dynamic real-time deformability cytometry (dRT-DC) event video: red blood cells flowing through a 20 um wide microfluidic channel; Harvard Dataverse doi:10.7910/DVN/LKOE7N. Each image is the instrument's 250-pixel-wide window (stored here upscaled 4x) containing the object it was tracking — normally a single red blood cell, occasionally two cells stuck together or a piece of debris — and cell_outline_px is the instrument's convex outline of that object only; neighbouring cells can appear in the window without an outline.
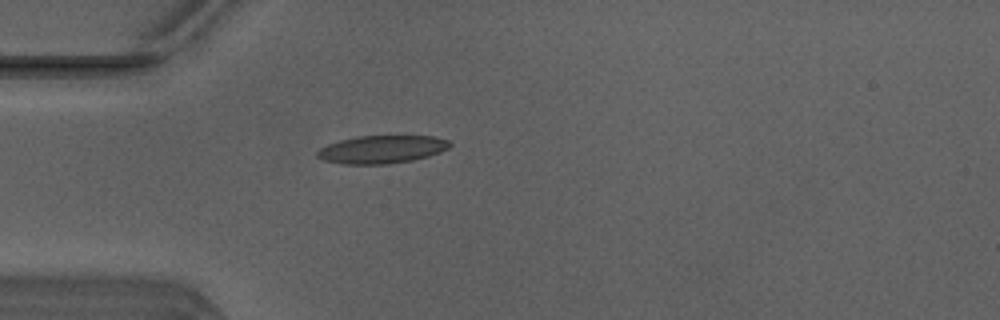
{"species": "Egyptian fruit bat (a non-hibernating species)", "species_latin": "Rousettus aegyptiacus", "temperature_condition": "warm", "stored_images_in_passage": 29, "camera_frame_rate_fps": 3000, "um_per_image_px": 0.085, "animal": {"sex": "male"}, "frame": {"image": 1, "passage_image": 1, "time_ms": 0.0, "image_size_px": [1000, 320], "cell_outline_px": [[452, 144], [448, 148], [440, 152], [428, 156], [412, 160], [388, 164], [344, 164], [324, 160], [316, 156], [316, 152], [320, 148], [328, 144], [340, 140], [356, 136], [432, 136], [448, 140]], "centroid_in_image_um": [32.44, 12.69], "position_along_channel_um": 52.6, "area_um2": 21.5}}
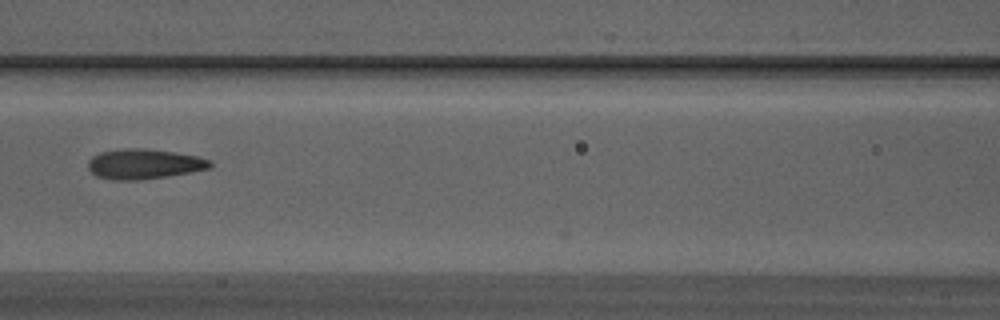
{"frame": {"image": 2, "passage_image": 9, "time_ms": 2.667, "image_size_px": [1000, 320], "cell_outline_px": [[212, 164], [208, 168], [168, 176], [136, 180], [112, 180], [96, 176], [88, 168], [88, 160], [92, 156], [100, 152], [124, 148], [144, 148], [200, 156], [212, 160]], "centroid_in_image_um": [12.22, 13.93], "position_along_channel_um": 154.4, "area_um2": 21.33}}
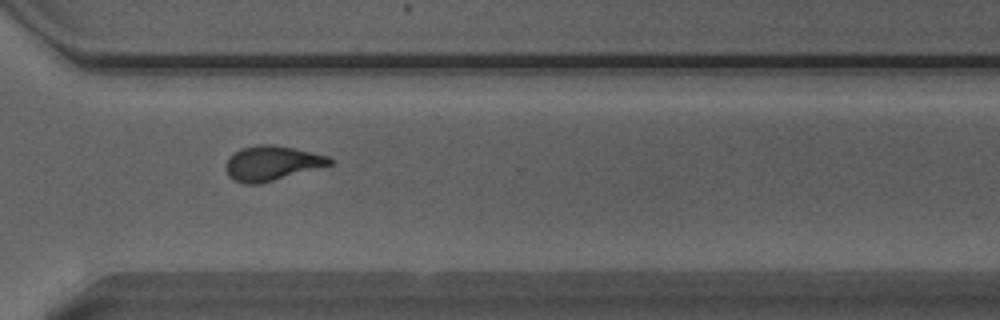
{"frame": {"image": 3, "passage_image": 23, "time_ms": 7.333, "image_size_px": [1000, 320], "cell_outline_px": [[332, 164], [260, 184], [244, 184], [232, 180], [228, 176], [224, 168], [228, 160], [240, 148], [260, 144], [272, 144], [292, 148], [328, 156], [332, 160]], "centroid_in_image_um": [23.06, 13.88], "position_along_channel_um": 347.5, "area_um2": 20.81}, "authors_computed_cell_mechanics": {"area_um2": 20.808, "velocity_mm_per_s": 4.1471, "shape_relaxation_time_tau1_ms": 9.2287, "shape_relaxation_time_tau2_ms": 1.3663, "deformation_change_tau1": 0.258, "deformation_change_tau2": 0.0857}}